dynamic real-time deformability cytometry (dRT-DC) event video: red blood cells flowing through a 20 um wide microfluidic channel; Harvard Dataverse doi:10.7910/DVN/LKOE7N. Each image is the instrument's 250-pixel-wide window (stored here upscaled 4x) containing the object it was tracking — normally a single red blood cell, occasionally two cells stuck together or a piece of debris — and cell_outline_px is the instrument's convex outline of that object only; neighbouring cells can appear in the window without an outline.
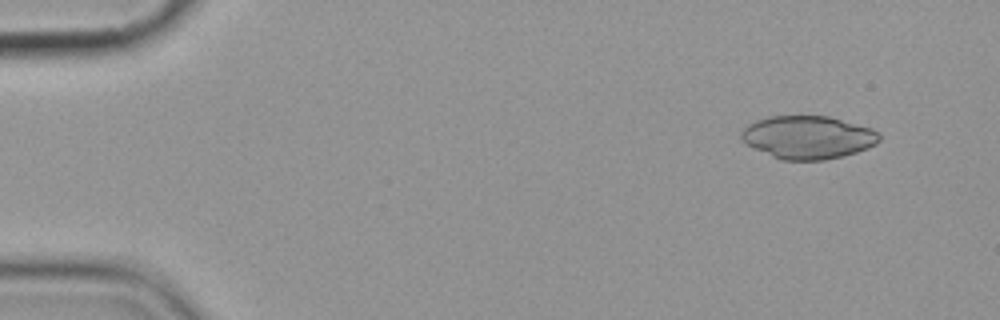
{"species": "common noctule bat (a hibernating species)", "species_latin": "Nyctalus noctula", "temperature_condition": "cold", "stored_images_in_passage": 5, "camera_frame_rate_fps": 3000, "um_per_image_px": 0.085, "animal": {"sex": "female", "body_mass_g": 19.9}, "frame": {"image": 1, "passage_image": 1, "time_ms": 0.0, "image_size_px": [1000, 320], "cell_outline_px": [[880, 140], [876, 144], [868, 148], [856, 152], [824, 160], [780, 160], [748, 144], [740, 136], [740, 132], [748, 124], [756, 120], [768, 116], [828, 116], [872, 128], [880, 132]], "centroid_in_image_um": [68.7, 11.66], "position_along_channel_um": 16.3, "area_um2": 34.45}}